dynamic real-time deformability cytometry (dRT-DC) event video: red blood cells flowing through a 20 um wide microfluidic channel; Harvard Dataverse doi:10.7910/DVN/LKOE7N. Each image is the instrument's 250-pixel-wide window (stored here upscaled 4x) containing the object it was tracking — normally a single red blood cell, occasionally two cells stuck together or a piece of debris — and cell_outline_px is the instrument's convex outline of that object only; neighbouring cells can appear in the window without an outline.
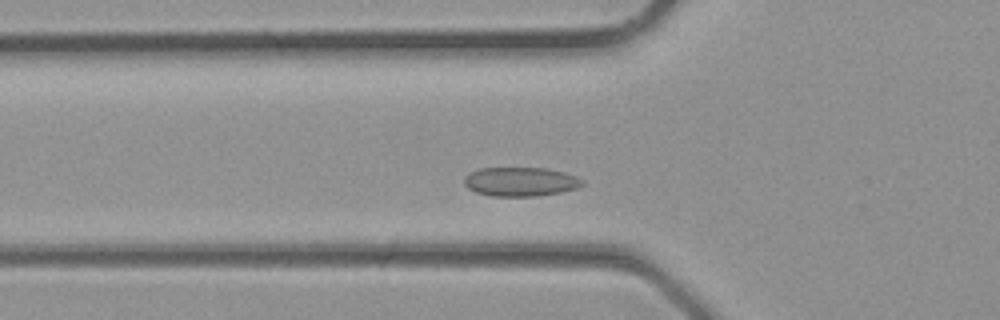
{"species": "common noctule bat (a hibernating species)", "species_latin": "Nyctalus noctula", "temperature_condition": "room temperature", "stored_images_in_passage": 21, "camera_frame_rate_fps": 3000, "um_per_image_px": 0.085, "animal": {"sex": "male", "body_mass_g": 23.1, "forearm_length_mm": 52.7}, "frame": {"image": 1, "passage_image": 2, "time_ms": 0.333, "image_size_px": [1000, 320], "cell_outline_px": [[584, 184], [576, 188], [560, 192], [536, 196], [492, 196], [476, 192], [468, 188], [464, 184], [464, 176], [468, 172], [480, 168], [548, 168], [564, 172], [576, 176], [584, 180]], "centroid_in_image_um": [44.23, 15.43], "position_along_channel_um": 81.6, "area_um2": 20.11}}
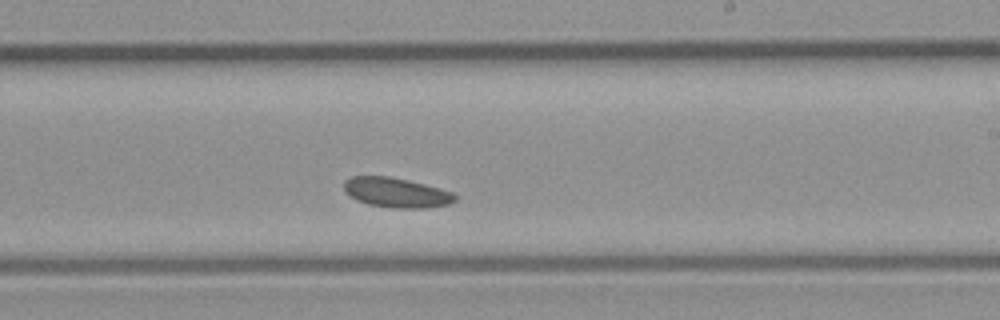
{"frame": {"image": 2, "passage_image": 11, "time_ms": 3.333, "image_size_px": [1000, 320], "cell_outline_px": [[460, 196], [456, 200], [448, 204], [428, 208], [392, 208], [368, 204], [356, 200], [344, 192], [344, 180], [352, 176], [388, 176], [408, 180], [440, 188], [452, 192]], "centroid_in_image_um": [33.69, 16.37], "position_along_channel_um": 255.3, "area_um2": 19.48}}
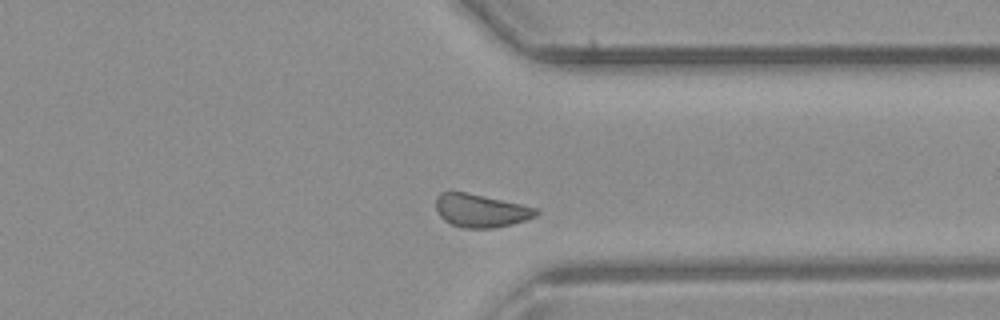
{"frame": {"image": 3, "passage_image": 17, "time_ms": 5.333, "image_size_px": [1000, 320], "cell_outline_px": [[540, 212], [536, 216], [512, 224], [492, 228], [464, 228], [452, 224], [444, 220], [440, 216], [436, 208], [436, 196], [440, 192], [464, 192], [540, 208]], "centroid_in_image_um": [40.88, 17.9], "position_along_channel_um": 370.5, "area_um2": 19.25}}